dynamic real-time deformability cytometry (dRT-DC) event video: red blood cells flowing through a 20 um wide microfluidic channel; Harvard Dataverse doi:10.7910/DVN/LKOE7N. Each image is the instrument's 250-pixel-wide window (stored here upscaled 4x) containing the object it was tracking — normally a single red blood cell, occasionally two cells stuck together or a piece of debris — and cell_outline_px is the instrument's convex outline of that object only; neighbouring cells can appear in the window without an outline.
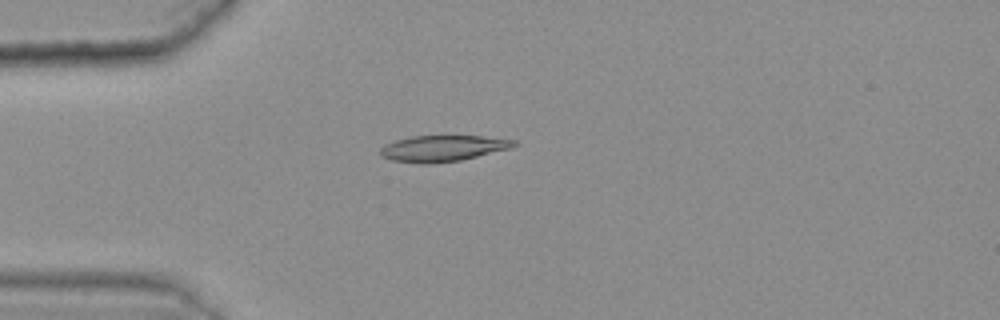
{"species": "common noctule bat (a hibernating species)", "species_latin": "Nyctalus noctula", "temperature_condition": "warm", "stored_images_in_passage": 44, "camera_frame_rate_fps": 3000, "um_per_image_px": 0.085, "animal": {"sex": "female", "body_mass_g": 25.1}, "frame": {"image": 1, "passage_image": 10, "time_ms": 3.0, "image_size_px": [1000, 320], "cell_outline_px": [[520, 144], [512, 148], [460, 160], [432, 164], [424, 164], [392, 160], [380, 156], [380, 148], [384, 144], [396, 140], [412, 136], [484, 136], [516, 140]], "centroid_in_image_um": [37.65, 12.61], "position_along_channel_um": 47.3, "area_um2": 20.46}}
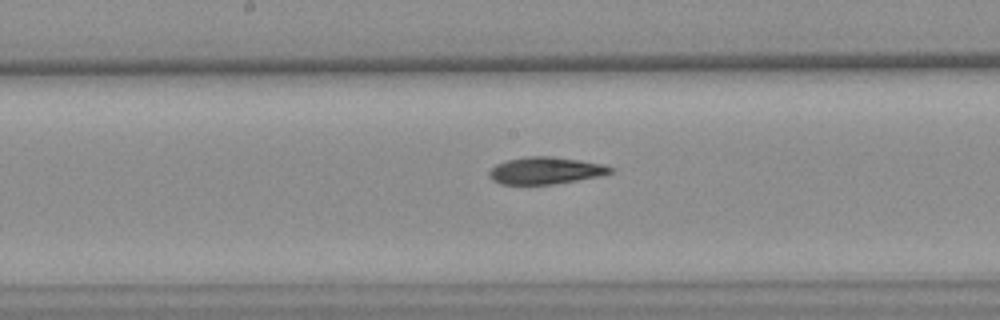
{"frame": {"image": 2, "passage_image": 24, "time_ms": 7.667, "image_size_px": [1000, 320], "cell_outline_px": [[616, 168], [612, 172], [600, 176], [552, 184], [500, 184], [492, 180], [488, 176], [488, 172], [496, 164], [508, 160], [524, 156], [552, 156], [580, 160], [604, 164]], "centroid_in_image_um": [46.37, 14.49], "position_along_channel_um": 201.8, "area_um2": 19.19}}
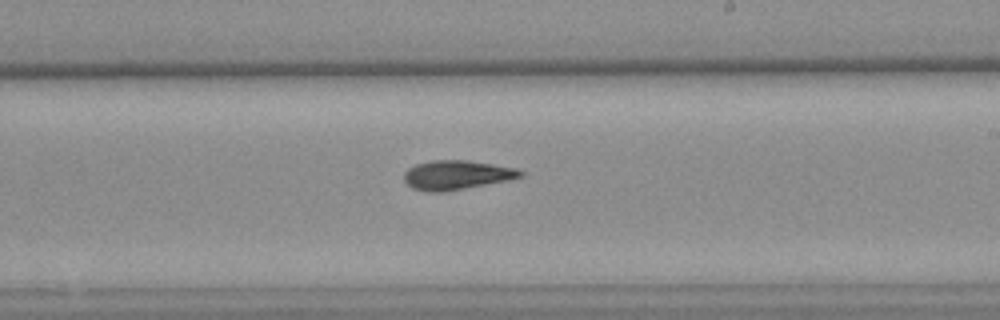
{"frame": {"image": 3, "passage_image": 28, "time_ms": 9.0, "image_size_px": [1000, 320], "cell_outline_px": [[524, 176], [508, 180], [444, 192], [428, 192], [412, 188], [404, 180], [404, 172], [408, 168], [416, 164], [432, 160], [468, 160], [516, 168], [524, 172]], "centroid_in_image_um": [38.8, 14.87], "position_along_channel_um": 250.2, "area_um2": 19.83}, "authors_computed_cell_mechanics": {"area_um2": 19.5653, "velocity_mm_per_s": 3.635, "shape_relaxation_time_tau1_ms": null, "shape_relaxation_time_tau2_ms": 9.0777, "deformation_change_tau1": null, "deformation_change_tau2": 0.1696}}